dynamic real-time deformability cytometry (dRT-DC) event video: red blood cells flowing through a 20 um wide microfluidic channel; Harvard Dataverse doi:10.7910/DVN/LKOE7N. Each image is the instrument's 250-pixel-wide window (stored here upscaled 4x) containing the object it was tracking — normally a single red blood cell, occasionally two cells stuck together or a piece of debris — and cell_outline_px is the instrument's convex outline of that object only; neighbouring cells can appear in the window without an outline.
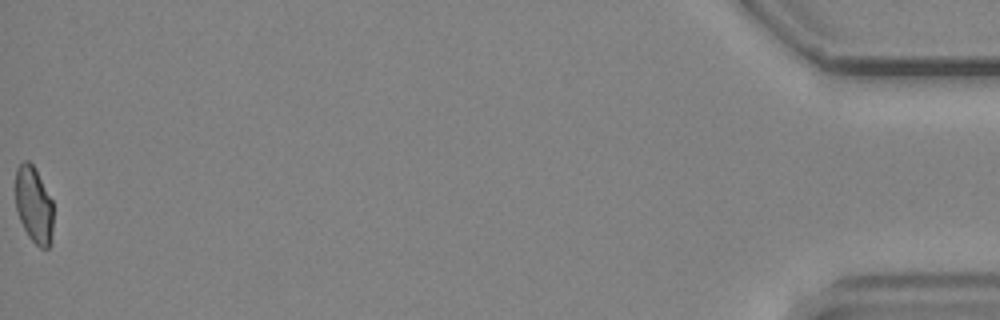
{"species": "common noctule bat (a hibernating species)", "species_latin": "Nyctalus noctula", "temperature_condition": "cold", "stored_images_in_passage": 55, "camera_frame_rate_fps": 3000, "um_per_image_px": 0.085, "animal": {"sex": "male", "body_mass_g": 19.2, "forearm_length_mm": 51.8}, "frame": {"image": 1, "passage_image": 55, "time_ms": 18.0, "image_size_px": [1000, 320], "cell_outline_px": [[52, 240], [48, 248], [40, 248], [28, 236], [20, 220], [16, 208], [16, 168], [24, 160], [28, 160], [32, 164], [52, 200]], "centroid_in_image_um": [2.87, 17.43], "position_along_channel_um": 432.3, "area_um2": 16.65}, "authors_computed_cell_mechanics": {"area_um2": 18.6694, "velocity_mm_per_s": 3.8121, "shape_relaxation_time_tau1_ms": null, "shape_relaxation_time_tau2_ms": 5.3222, "deformation_change_tau1": null, "deformation_change_tau2": 0.0901}}